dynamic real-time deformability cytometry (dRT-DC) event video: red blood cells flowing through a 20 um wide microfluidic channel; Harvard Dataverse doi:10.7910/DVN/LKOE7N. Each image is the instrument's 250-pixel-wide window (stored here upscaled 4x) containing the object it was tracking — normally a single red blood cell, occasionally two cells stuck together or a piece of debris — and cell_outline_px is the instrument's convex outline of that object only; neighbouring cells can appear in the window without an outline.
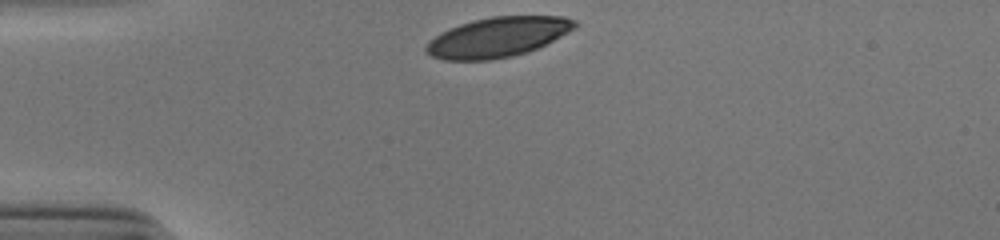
{"species": "human", "species_latin": "Homo sapiens", "temperature_condition": "cold", "stored_images_in_passage": 30, "camera_frame_rate_fps": 3000, "um_per_image_px": 0.085, "donor": {"sex": "male"}, "frame": {"image": 1, "passage_image": 1, "time_ms": 0.0, "image_size_px": [1000, 240], "cell_outline_px": [[580, 24], [576, 28], [528, 52], [512, 56], [488, 60], [444, 60], [432, 56], [424, 52], [424, 48], [428, 40], [440, 32], [448, 28], [472, 20], [492, 16], [564, 16], [576, 20]], "centroid_in_image_um": [42.27, 3.15], "position_along_channel_um": 42.7, "area_um2": 34.74}}
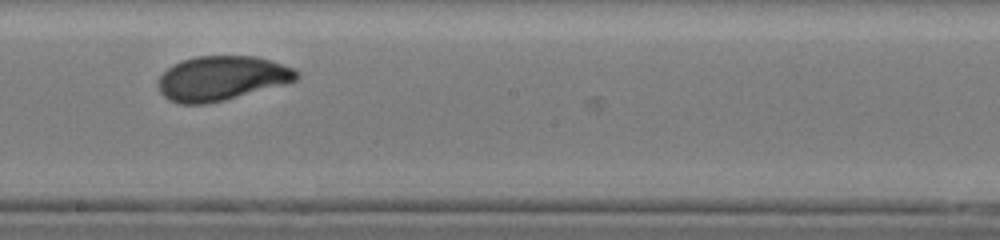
{"frame": {"image": 2, "passage_image": 18, "time_ms": 5.667, "image_size_px": [1000, 240], "cell_outline_px": [[300, 76], [296, 80], [284, 84], [224, 100], [208, 104], [180, 104], [168, 100], [160, 92], [156, 84], [156, 80], [168, 68], [180, 60], [196, 56], [256, 56], [296, 68], [300, 72]], "centroid_in_image_um": [18.82, 6.65], "position_along_channel_um": 229.4, "area_um2": 36.13}}
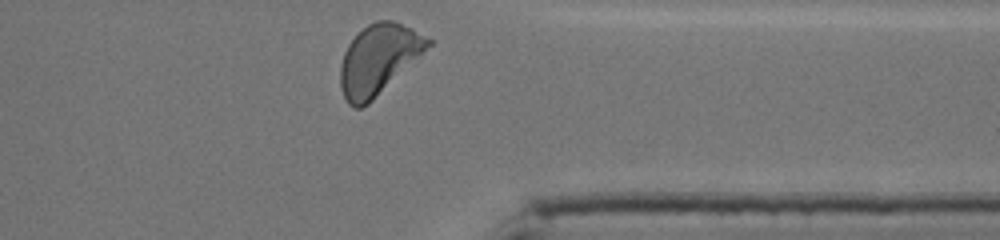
{"frame": {"image": 3, "passage_image": 30, "time_ms": 9.667, "image_size_px": [1000, 240], "cell_outline_px": [[432, 44], [368, 104], [360, 108], [352, 108], [348, 104], [344, 96], [340, 84], [340, 68], [344, 52], [348, 44], [368, 24], [376, 20], [392, 20], [412, 28], [432, 40]], "centroid_in_image_um": [32.15, 5.05], "position_along_channel_um": 379.2, "area_um2": 35.14}, "authors_computed_cell_mechanics": {"area_um2": 35.6337, "velocity_mm_per_s": 3.8496, "shape_relaxation_time_tau1_ms": 3.655, "shape_relaxation_time_tau2_ms": 0.9136, "deformation_change_tau1": 0.1697, "deformation_change_tau2": 0.0415}}